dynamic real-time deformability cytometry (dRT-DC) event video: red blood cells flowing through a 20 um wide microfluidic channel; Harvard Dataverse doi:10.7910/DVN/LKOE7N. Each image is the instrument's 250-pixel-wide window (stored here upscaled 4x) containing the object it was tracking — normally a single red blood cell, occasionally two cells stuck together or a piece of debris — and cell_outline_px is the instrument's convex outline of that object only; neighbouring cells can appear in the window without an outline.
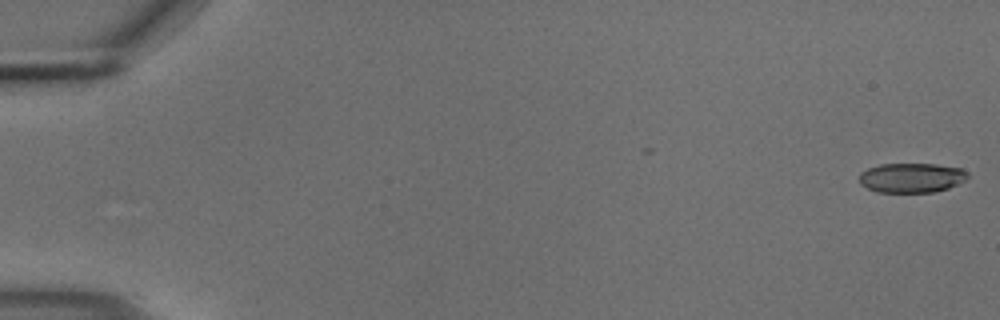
{"species": "common noctule bat (a hibernating species)", "species_latin": "Nyctalus noctula", "temperature_condition": "cold", "stored_images_in_passage": 2, "camera_frame_rate_fps": 3000, "um_per_image_px": 0.085, "animal": {"sex": "male", "body_mass_g": 18.8}, "frame": {"image": 1, "passage_image": 2, "time_ms": 0.333, "image_size_px": [1000, 320], "cell_outline_px": [[968, 176], [964, 180], [948, 188], [932, 192], [876, 192], [860, 184], [860, 172], [868, 168], [880, 164], [936, 164], [960, 168], [968, 172]], "centroid_in_image_um": [77.46, 15.1], "position_along_channel_um": 7.5, "area_um2": 18.61}}